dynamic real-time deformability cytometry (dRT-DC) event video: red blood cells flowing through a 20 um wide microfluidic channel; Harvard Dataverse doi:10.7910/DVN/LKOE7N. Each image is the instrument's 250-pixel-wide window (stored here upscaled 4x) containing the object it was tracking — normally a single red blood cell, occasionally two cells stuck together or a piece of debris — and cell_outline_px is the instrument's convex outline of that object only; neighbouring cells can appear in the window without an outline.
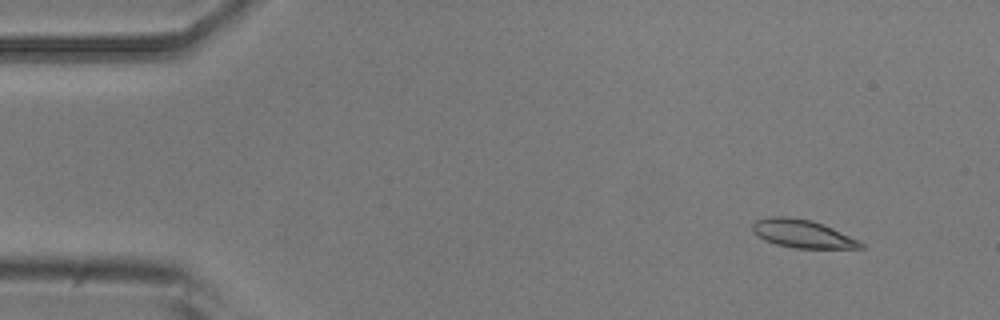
{"species": "common noctule bat (a hibernating species)", "species_latin": "Nyctalus noctula", "temperature_condition": "room temperature", "stored_images_in_passage": 4, "camera_frame_rate_fps": 3000, "um_per_image_px": 0.085, "animal": {"sex": "male", "body_mass_g": 20.5, "forearm_length_mm": 52.5}, "frame": {"image": 1, "passage_image": 1, "time_ms": 0.0, "image_size_px": [1000, 320], "cell_outline_px": [[864, 248], [796, 248], [776, 244], [764, 240], [752, 232], [752, 224], [756, 220], [772, 216], [784, 216], [812, 220], [832, 228], [860, 240], [864, 244]], "centroid_in_image_um": [68.2, 19.87], "position_along_channel_um": 16.8, "area_um2": 17.69}}
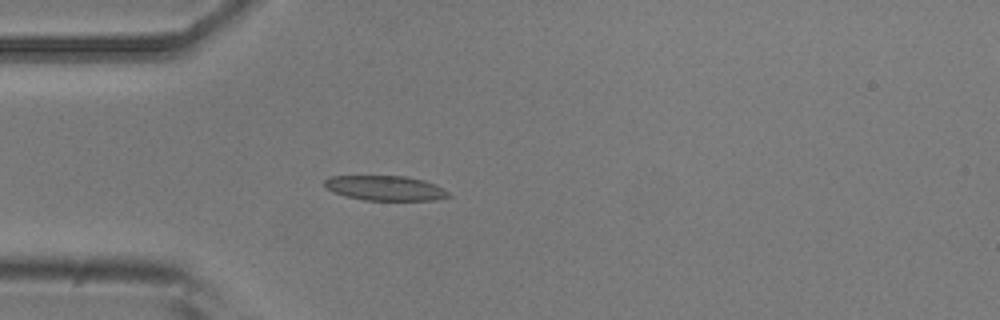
{"frame": {"image": 2, "passage_image": 4, "time_ms": 3.333, "image_size_px": [1000, 320], "cell_outline_px": [[452, 196], [436, 200], [364, 200], [344, 196], [332, 192], [324, 184], [324, 180], [328, 176], [408, 176], [424, 180], [436, 184], [448, 192]], "centroid_in_image_um": [32.75, 15.99], "position_along_channel_um": 52.3, "area_um2": 18.09}}